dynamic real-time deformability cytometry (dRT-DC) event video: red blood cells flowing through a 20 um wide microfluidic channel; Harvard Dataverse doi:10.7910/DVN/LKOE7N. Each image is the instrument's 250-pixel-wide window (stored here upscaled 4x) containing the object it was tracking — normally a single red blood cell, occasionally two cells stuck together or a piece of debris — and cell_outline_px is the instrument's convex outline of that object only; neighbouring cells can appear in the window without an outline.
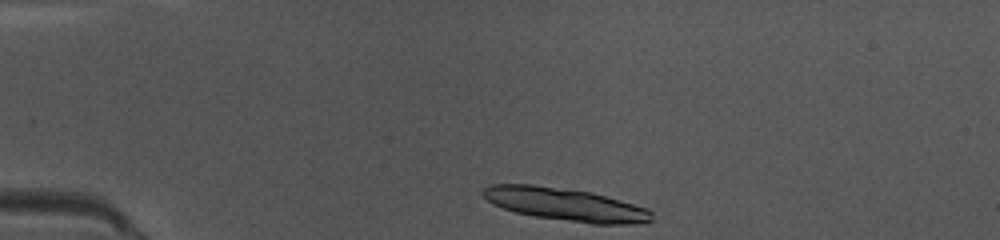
{"species": "common noctule bat (a hibernating species)", "species_latin": "Nyctalus noctula", "temperature_condition": "warm", "stored_images_in_passage": 39, "segment_of_instrument_passage": [1, 2], "camera_frame_rate_fps": 3000, "um_per_image_px": 0.085, "animal": {"sex": "female", "body_mass_g": 10.0, "forearm_length_mm": 53.1}, "frame": {"image": 1, "passage_image": 1, "time_ms": 0.0, "image_size_px": [1000, 240], "cell_outline_px": [[652, 220], [636, 224], [592, 224], [536, 216], [516, 212], [492, 204], [480, 192], [488, 184], [532, 184], [592, 192], [648, 208], [652, 212]], "centroid_in_image_um": [48.06, 17.37], "position_along_channel_um": 36.9, "area_um2": 32.19}}